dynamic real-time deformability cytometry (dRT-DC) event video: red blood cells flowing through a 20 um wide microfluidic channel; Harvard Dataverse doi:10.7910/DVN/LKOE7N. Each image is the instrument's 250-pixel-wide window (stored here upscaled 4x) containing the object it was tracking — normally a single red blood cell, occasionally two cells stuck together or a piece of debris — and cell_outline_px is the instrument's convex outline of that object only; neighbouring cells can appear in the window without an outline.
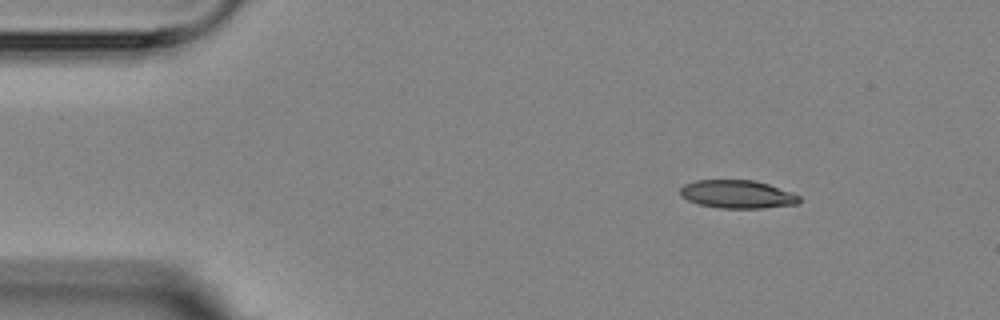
{"species": "Egyptian fruit bat (a non-hibernating species)", "species_latin": "Rousettus aegyptiacus", "temperature_condition": "room temperature", "stored_images_in_passage": 7, "camera_frame_rate_fps": 3000, "um_per_image_px": 0.085, "animal": {"sex": "female"}, "frame": {"image": 1, "passage_image": 2, "time_ms": 1.333, "image_size_px": [1000, 320], "cell_outline_px": [[800, 204], [764, 208], [720, 208], [696, 204], [680, 196], [680, 188], [684, 184], [696, 180], [756, 180], [792, 192], [800, 196]], "centroid_in_image_um": [62.68, 16.51], "position_along_channel_um": 22.3, "area_um2": 19.77}}
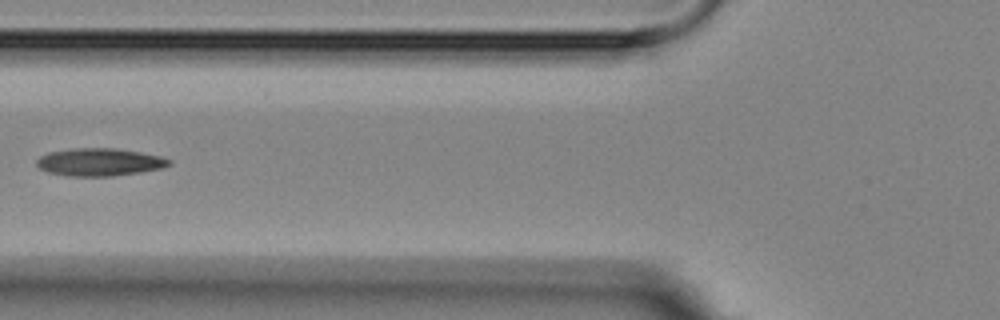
{"frame": {"image": 2, "passage_image": 6, "time_ms": 6.0, "image_size_px": [1000, 320], "cell_outline_px": [[172, 164], [160, 168], [112, 176], [68, 176], [48, 172], [40, 168], [36, 164], [36, 160], [40, 156], [48, 152], [72, 148], [112, 148], [140, 152], [160, 156], [172, 160]], "centroid_in_image_um": [8.42, 13.77], "position_along_channel_um": 117.4, "area_um2": 21.21}}
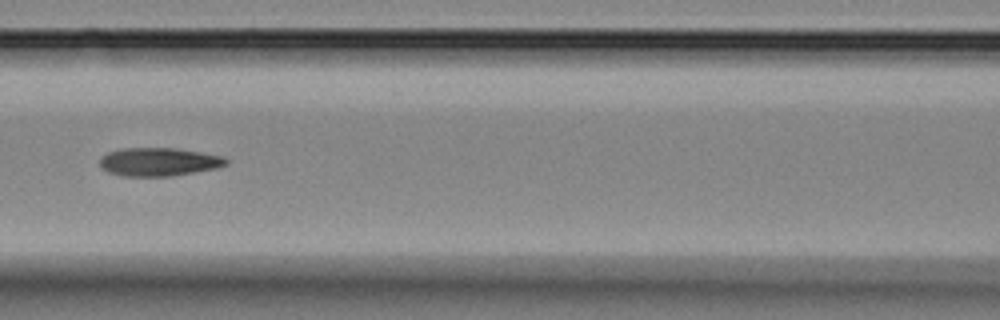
{"frame": {"image": 3, "passage_image": 7, "time_ms": 7.0, "image_size_px": [1000, 320], "cell_outline_px": [[228, 164], [216, 168], [172, 176], [124, 176], [108, 172], [100, 164], [100, 156], [108, 152], [120, 148], [176, 148], [224, 156], [228, 160]], "centroid_in_image_um": [13.5, 13.75], "position_along_channel_um": 153.1, "area_um2": 20.87}}